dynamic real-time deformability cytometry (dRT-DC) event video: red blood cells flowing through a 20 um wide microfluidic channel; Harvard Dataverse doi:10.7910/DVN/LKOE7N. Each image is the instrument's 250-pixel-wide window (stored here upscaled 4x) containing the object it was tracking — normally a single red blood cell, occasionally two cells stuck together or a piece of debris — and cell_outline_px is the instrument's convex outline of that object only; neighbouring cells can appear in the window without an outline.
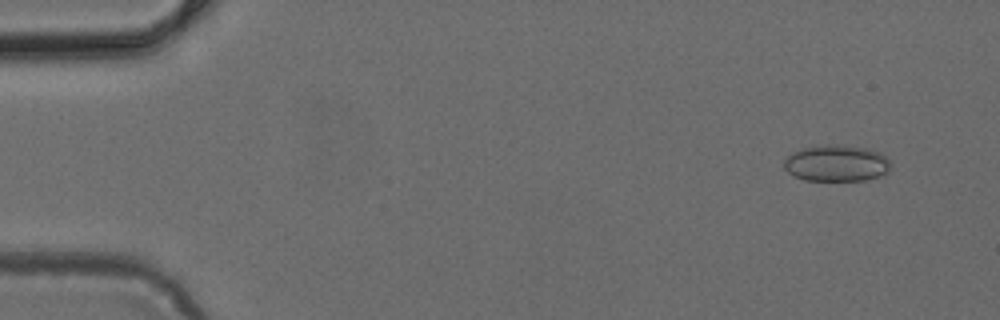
{"species": "common noctule bat (a hibernating species)", "species_latin": "Nyctalus noctula", "temperature_condition": "cold", "stored_images_in_passage": 49, "camera_frame_rate_fps": 3000, "um_per_image_px": 0.085, "animal": {"sex": "female", "body_mass_g": 24.6, "forearm_length_mm": 56.2}, "frame": {"image": 1, "passage_image": 4, "time_ms": 1.0, "image_size_px": [1000, 320], "cell_outline_px": [[892, 164], [888, 172], [884, 176], [868, 180], [804, 180], [792, 176], [784, 168], [784, 160], [792, 152], [804, 148], [828, 144], [868, 148], [880, 152]], "centroid_in_image_um": [71.13, 13.89], "position_along_channel_um": 13.9, "area_um2": 22.83}}
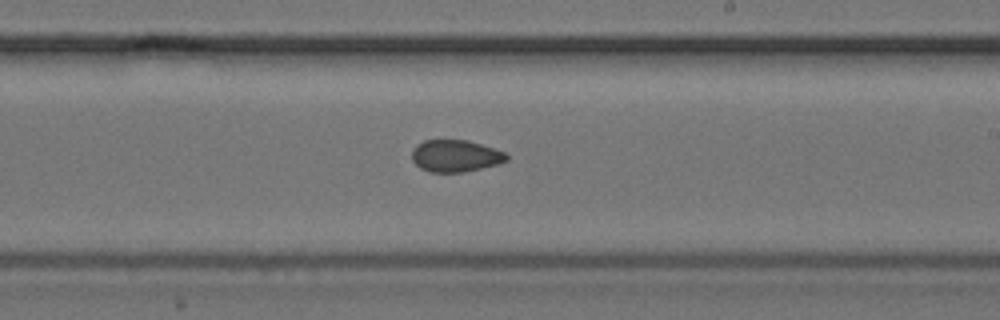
{"frame": {"image": 2, "passage_image": 29, "time_ms": 9.333, "image_size_px": [1000, 320], "cell_outline_px": [[508, 160], [500, 164], [464, 172], [432, 172], [420, 168], [412, 160], [412, 152], [416, 144], [424, 140], [468, 140], [504, 152], [508, 156]], "centroid_in_image_um": [38.71, 13.25], "position_along_channel_um": 250.3, "area_um2": 17.63}}
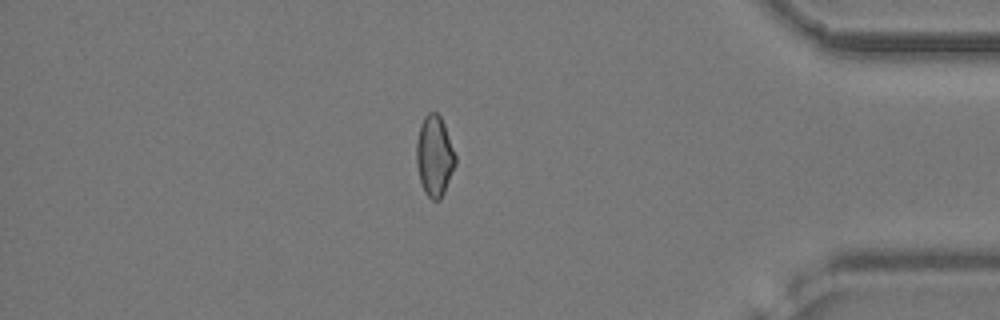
{"frame": {"image": 3, "passage_image": 42, "time_ms": 13.667, "image_size_px": [1000, 320], "cell_outline_px": [[456, 164], [444, 192], [440, 200], [432, 200], [424, 192], [420, 180], [416, 164], [416, 140], [420, 124], [424, 116], [428, 112], [436, 112], [440, 116], [444, 124], [456, 156]], "centroid_in_image_um": [36.92, 13.25], "position_along_channel_um": 398.3, "area_um2": 18.38}}